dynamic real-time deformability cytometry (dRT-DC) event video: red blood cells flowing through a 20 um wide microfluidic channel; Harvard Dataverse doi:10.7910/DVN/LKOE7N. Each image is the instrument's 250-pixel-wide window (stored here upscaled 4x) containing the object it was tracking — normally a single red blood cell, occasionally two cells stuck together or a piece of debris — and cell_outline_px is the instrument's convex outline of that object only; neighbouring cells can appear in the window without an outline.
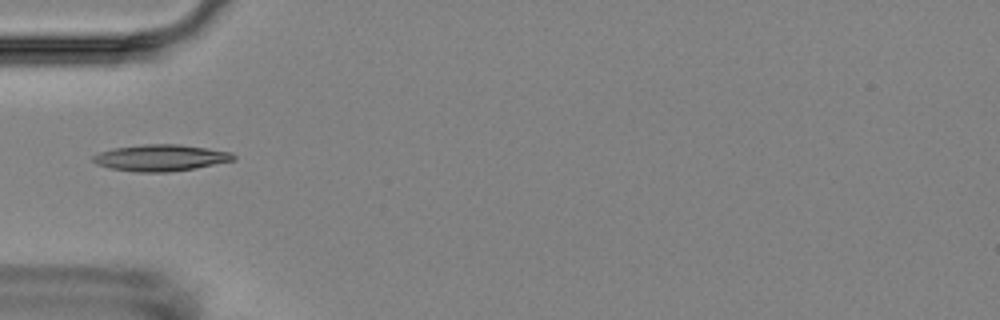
{"species": "Egyptian fruit bat (a non-hibernating species)", "species_latin": "Rousettus aegyptiacus", "temperature_condition": "room temperature", "stored_images_in_passage": 1, "camera_frame_rate_fps": 3000, "um_per_image_px": 0.085, "animal": {"sex": "female"}, "frame": {"image": 1, "passage_image": 1, "time_ms": 0.0, "image_size_px": [1000, 320], "cell_outline_px": [[236, 160], [192, 168], [168, 172], [136, 172], [112, 168], [96, 164], [92, 160], [92, 156], [100, 152], [112, 148], [144, 144], [180, 144], [208, 148], [232, 152], [236, 156]], "centroid_in_image_um": [13.66, 13.4], "position_along_channel_um": 71.3, "area_um2": 21.62}}